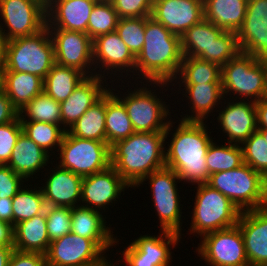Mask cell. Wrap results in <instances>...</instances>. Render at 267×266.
<instances>
[{"instance_id":"cell-29","label":"cell","mask_w":267,"mask_h":266,"mask_svg":"<svg viewBox=\"0 0 267 266\" xmlns=\"http://www.w3.org/2000/svg\"><path fill=\"white\" fill-rule=\"evenodd\" d=\"M248 0H203L204 18L225 31L238 32Z\"/></svg>"},{"instance_id":"cell-19","label":"cell","mask_w":267,"mask_h":266,"mask_svg":"<svg viewBox=\"0 0 267 266\" xmlns=\"http://www.w3.org/2000/svg\"><path fill=\"white\" fill-rule=\"evenodd\" d=\"M237 225L249 266H267V209L241 211Z\"/></svg>"},{"instance_id":"cell-7","label":"cell","mask_w":267,"mask_h":266,"mask_svg":"<svg viewBox=\"0 0 267 266\" xmlns=\"http://www.w3.org/2000/svg\"><path fill=\"white\" fill-rule=\"evenodd\" d=\"M207 184L229 198L240 211L263 208L262 175L248 164L213 173Z\"/></svg>"},{"instance_id":"cell-20","label":"cell","mask_w":267,"mask_h":266,"mask_svg":"<svg viewBox=\"0 0 267 266\" xmlns=\"http://www.w3.org/2000/svg\"><path fill=\"white\" fill-rule=\"evenodd\" d=\"M236 99L227 102L226 107L219 111L217 120L222 131L227 133L228 143L240 145L258 129L257 110L256 102Z\"/></svg>"},{"instance_id":"cell-53","label":"cell","mask_w":267,"mask_h":266,"mask_svg":"<svg viewBox=\"0 0 267 266\" xmlns=\"http://www.w3.org/2000/svg\"><path fill=\"white\" fill-rule=\"evenodd\" d=\"M13 245V226L0 221V246Z\"/></svg>"},{"instance_id":"cell-55","label":"cell","mask_w":267,"mask_h":266,"mask_svg":"<svg viewBox=\"0 0 267 266\" xmlns=\"http://www.w3.org/2000/svg\"><path fill=\"white\" fill-rule=\"evenodd\" d=\"M7 41L8 40L6 39L4 32L0 27V65H3L5 60Z\"/></svg>"},{"instance_id":"cell-33","label":"cell","mask_w":267,"mask_h":266,"mask_svg":"<svg viewBox=\"0 0 267 266\" xmlns=\"http://www.w3.org/2000/svg\"><path fill=\"white\" fill-rule=\"evenodd\" d=\"M237 40L240 52L267 60V18L245 17Z\"/></svg>"},{"instance_id":"cell-9","label":"cell","mask_w":267,"mask_h":266,"mask_svg":"<svg viewBox=\"0 0 267 266\" xmlns=\"http://www.w3.org/2000/svg\"><path fill=\"white\" fill-rule=\"evenodd\" d=\"M142 83L144 87L135 88L122 97L117 93L115 96L124 104L135 132H165L169 123L167 115L171 112L165 101H161L153 89L147 88L148 83L146 86Z\"/></svg>"},{"instance_id":"cell-4","label":"cell","mask_w":267,"mask_h":266,"mask_svg":"<svg viewBox=\"0 0 267 266\" xmlns=\"http://www.w3.org/2000/svg\"><path fill=\"white\" fill-rule=\"evenodd\" d=\"M55 64L54 45L47 27L35 35L7 41L3 71L31 73L45 79Z\"/></svg>"},{"instance_id":"cell-58","label":"cell","mask_w":267,"mask_h":266,"mask_svg":"<svg viewBox=\"0 0 267 266\" xmlns=\"http://www.w3.org/2000/svg\"><path fill=\"white\" fill-rule=\"evenodd\" d=\"M257 131L263 136L267 143V128H258Z\"/></svg>"},{"instance_id":"cell-14","label":"cell","mask_w":267,"mask_h":266,"mask_svg":"<svg viewBox=\"0 0 267 266\" xmlns=\"http://www.w3.org/2000/svg\"><path fill=\"white\" fill-rule=\"evenodd\" d=\"M45 257L47 266H93L106 258L91 239L73 233L50 242Z\"/></svg>"},{"instance_id":"cell-3","label":"cell","mask_w":267,"mask_h":266,"mask_svg":"<svg viewBox=\"0 0 267 266\" xmlns=\"http://www.w3.org/2000/svg\"><path fill=\"white\" fill-rule=\"evenodd\" d=\"M179 121L170 145L165 149V165L177 173L179 183L183 180L192 185L207 183L206 153L214 140L206 130V121Z\"/></svg>"},{"instance_id":"cell-12","label":"cell","mask_w":267,"mask_h":266,"mask_svg":"<svg viewBox=\"0 0 267 266\" xmlns=\"http://www.w3.org/2000/svg\"><path fill=\"white\" fill-rule=\"evenodd\" d=\"M0 16L5 23L4 26L0 23V27L8 41L32 36L46 27V3L43 0H0Z\"/></svg>"},{"instance_id":"cell-49","label":"cell","mask_w":267,"mask_h":266,"mask_svg":"<svg viewBox=\"0 0 267 266\" xmlns=\"http://www.w3.org/2000/svg\"><path fill=\"white\" fill-rule=\"evenodd\" d=\"M19 116V111L12 105L11 100L2 90L0 92V124L14 121Z\"/></svg>"},{"instance_id":"cell-34","label":"cell","mask_w":267,"mask_h":266,"mask_svg":"<svg viewBox=\"0 0 267 266\" xmlns=\"http://www.w3.org/2000/svg\"><path fill=\"white\" fill-rule=\"evenodd\" d=\"M87 76L81 71L55 64L44 79L43 91L55 101H65Z\"/></svg>"},{"instance_id":"cell-35","label":"cell","mask_w":267,"mask_h":266,"mask_svg":"<svg viewBox=\"0 0 267 266\" xmlns=\"http://www.w3.org/2000/svg\"><path fill=\"white\" fill-rule=\"evenodd\" d=\"M178 75L182 84L221 83V67L198 57H183Z\"/></svg>"},{"instance_id":"cell-60","label":"cell","mask_w":267,"mask_h":266,"mask_svg":"<svg viewBox=\"0 0 267 266\" xmlns=\"http://www.w3.org/2000/svg\"><path fill=\"white\" fill-rule=\"evenodd\" d=\"M265 99H267V84H266V93H265Z\"/></svg>"},{"instance_id":"cell-57","label":"cell","mask_w":267,"mask_h":266,"mask_svg":"<svg viewBox=\"0 0 267 266\" xmlns=\"http://www.w3.org/2000/svg\"><path fill=\"white\" fill-rule=\"evenodd\" d=\"M107 260L106 258L103 259L100 263L93 265V266H116L113 263L110 264L111 261Z\"/></svg>"},{"instance_id":"cell-1","label":"cell","mask_w":267,"mask_h":266,"mask_svg":"<svg viewBox=\"0 0 267 266\" xmlns=\"http://www.w3.org/2000/svg\"><path fill=\"white\" fill-rule=\"evenodd\" d=\"M173 128L169 120L165 132H134L110 147L111 165L132 188L152 172L165 167V145Z\"/></svg>"},{"instance_id":"cell-23","label":"cell","mask_w":267,"mask_h":266,"mask_svg":"<svg viewBox=\"0 0 267 266\" xmlns=\"http://www.w3.org/2000/svg\"><path fill=\"white\" fill-rule=\"evenodd\" d=\"M41 190L46 206L77 207L81 204L82 180L78 174L57 165ZM49 178V179H48Z\"/></svg>"},{"instance_id":"cell-48","label":"cell","mask_w":267,"mask_h":266,"mask_svg":"<svg viewBox=\"0 0 267 266\" xmlns=\"http://www.w3.org/2000/svg\"><path fill=\"white\" fill-rule=\"evenodd\" d=\"M8 266H47L44 254L37 252H23L14 249Z\"/></svg>"},{"instance_id":"cell-25","label":"cell","mask_w":267,"mask_h":266,"mask_svg":"<svg viewBox=\"0 0 267 266\" xmlns=\"http://www.w3.org/2000/svg\"><path fill=\"white\" fill-rule=\"evenodd\" d=\"M50 156L52 155H49L22 132L16 141L7 166L28 181L30 176L33 179L32 176L47 165Z\"/></svg>"},{"instance_id":"cell-39","label":"cell","mask_w":267,"mask_h":266,"mask_svg":"<svg viewBox=\"0 0 267 266\" xmlns=\"http://www.w3.org/2000/svg\"><path fill=\"white\" fill-rule=\"evenodd\" d=\"M23 133L33 140L38 146L43 148L47 153L61 145L62 138L65 134L63 127L53 123L39 121H21Z\"/></svg>"},{"instance_id":"cell-31","label":"cell","mask_w":267,"mask_h":266,"mask_svg":"<svg viewBox=\"0 0 267 266\" xmlns=\"http://www.w3.org/2000/svg\"><path fill=\"white\" fill-rule=\"evenodd\" d=\"M114 93L110 88L106 92V142L110 147L135 132L124 104Z\"/></svg>"},{"instance_id":"cell-8","label":"cell","mask_w":267,"mask_h":266,"mask_svg":"<svg viewBox=\"0 0 267 266\" xmlns=\"http://www.w3.org/2000/svg\"><path fill=\"white\" fill-rule=\"evenodd\" d=\"M59 150V166L82 178L111 166V152L107 142L79 138L65 131Z\"/></svg>"},{"instance_id":"cell-46","label":"cell","mask_w":267,"mask_h":266,"mask_svg":"<svg viewBox=\"0 0 267 266\" xmlns=\"http://www.w3.org/2000/svg\"><path fill=\"white\" fill-rule=\"evenodd\" d=\"M119 18L149 17L153 0H110Z\"/></svg>"},{"instance_id":"cell-13","label":"cell","mask_w":267,"mask_h":266,"mask_svg":"<svg viewBox=\"0 0 267 266\" xmlns=\"http://www.w3.org/2000/svg\"><path fill=\"white\" fill-rule=\"evenodd\" d=\"M48 31L54 45L56 64L75 68L86 76L96 74L92 67L94 66L93 40L88 34L65 29H48Z\"/></svg>"},{"instance_id":"cell-15","label":"cell","mask_w":267,"mask_h":266,"mask_svg":"<svg viewBox=\"0 0 267 266\" xmlns=\"http://www.w3.org/2000/svg\"><path fill=\"white\" fill-rule=\"evenodd\" d=\"M161 234L157 235H141L135 239L122 251L124 263L127 266H170L171 245H175L180 241L182 235L161 230Z\"/></svg>"},{"instance_id":"cell-45","label":"cell","mask_w":267,"mask_h":266,"mask_svg":"<svg viewBox=\"0 0 267 266\" xmlns=\"http://www.w3.org/2000/svg\"><path fill=\"white\" fill-rule=\"evenodd\" d=\"M23 132L19 116L9 123L0 124V162L9 163L11 153L20 134Z\"/></svg>"},{"instance_id":"cell-43","label":"cell","mask_w":267,"mask_h":266,"mask_svg":"<svg viewBox=\"0 0 267 266\" xmlns=\"http://www.w3.org/2000/svg\"><path fill=\"white\" fill-rule=\"evenodd\" d=\"M46 228L50 241L71 233V208L46 206Z\"/></svg>"},{"instance_id":"cell-17","label":"cell","mask_w":267,"mask_h":266,"mask_svg":"<svg viewBox=\"0 0 267 266\" xmlns=\"http://www.w3.org/2000/svg\"><path fill=\"white\" fill-rule=\"evenodd\" d=\"M151 16L181 36L204 18L203 0H153Z\"/></svg>"},{"instance_id":"cell-51","label":"cell","mask_w":267,"mask_h":266,"mask_svg":"<svg viewBox=\"0 0 267 266\" xmlns=\"http://www.w3.org/2000/svg\"><path fill=\"white\" fill-rule=\"evenodd\" d=\"M0 221L13 226L12 198H0Z\"/></svg>"},{"instance_id":"cell-5","label":"cell","mask_w":267,"mask_h":266,"mask_svg":"<svg viewBox=\"0 0 267 266\" xmlns=\"http://www.w3.org/2000/svg\"><path fill=\"white\" fill-rule=\"evenodd\" d=\"M267 60L239 52L221 67L223 96L239 95L242 100L257 102L265 97ZM226 95V97H225ZM245 97V98H244Z\"/></svg>"},{"instance_id":"cell-32","label":"cell","mask_w":267,"mask_h":266,"mask_svg":"<svg viewBox=\"0 0 267 266\" xmlns=\"http://www.w3.org/2000/svg\"><path fill=\"white\" fill-rule=\"evenodd\" d=\"M106 93L67 130L73 136L106 142Z\"/></svg>"},{"instance_id":"cell-10","label":"cell","mask_w":267,"mask_h":266,"mask_svg":"<svg viewBox=\"0 0 267 266\" xmlns=\"http://www.w3.org/2000/svg\"><path fill=\"white\" fill-rule=\"evenodd\" d=\"M149 179L154 207L160 220L161 230L181 233V204L177 182L180 180L177 173L168 167L160 168L145 177L136 187ZM177 180V181H176Z\"/></svg>"},{"instance_id":"cell-54","label":"cell","mask_w":267,"mask_h":266,"mask_svg":"<svg viewBox=\"0 0 267 266\" xmlns=\"http://www.w3.org/2000/svg\"><path fill=\"white\" fill-rule=\"evenodd\" d=\"M13 251V245L0 246V266H8V262Z\"/></svg>"},{"instance_id":"cell-56","label":"cell","mask_w":267,"mask_h":266,"mask_svg":"<svg viewBox=\"0 0 267 266\" xmlns=\"http://www.w3.org/2000/svg\"><path fill=\"white\" fill-rule=\"evenodd\" d=\"M263 208L267 209V172L262 175Z\"/></svg>"},{"instance_id":"cell-26","label":"cell","mask_w":267,"mask_h":266,"mask_svg":"<svg viewBox=\"0 0 267 266\" xmlns=\"http://www.w3.org/2000/svg\"><path fill=\"white\" fill-rule=\"evenodd\" d=\"M179 88L183 85L185 88V93L182 94L188 99V104L191 113L193 115H186L181 120L183 121H197L204 122L208 117V114L213 113L215 106L220 104V100H225L223 96V90L221 83H202V84H181L179 83ZM207 115V116H206Z\"/></svg>"},{"instance_id":"cell-36","label":"cell","mask_w":267,"mask_h":266,"mask_svg":"<svg viewBox=\"0 0 267 266\" xmlns=\"http://www.w3.org/2000/svg\"><path fill=\"white\" fill-rule=\"evenodd\" d=\"M19 118L21 121L47 122L62 127L60 103L44 91L19 110Z\"/></svg>"},{"instance_id":"cell-50","label":"cell","mask_w":267,"mask_h":266,"mask_svg":"<svg viewBox=\"0 0 267 266\" xmlns=\"http://www.w3.org/2000/svg\"><path fill=\"white\" fill-rule=\"evenodd\" d=\"M245 17L267 18V0H248Z\"/></svg>"},{"instance_id":"cell-28","label":"cell","mask_w":267,"mask_h":266,"mask_svg":"<svg viewBox=\"0 0 267 266\" xmlns=\"http://www.w3.org/2000/svg\"><path fill=\"white\" fill-rule=\"evenodd\" d=\"M223 31L203 18L180 36L183 57H198L211 62V46Z\"/></svg>"},{"instance_id":"cell-38","label":"cell","mask_w":267,"mask_h":266,"mask_svg":"<svg viewBox=\"0 0 267 266\" xmlns=\"http://www.w3.org/2000/svg\"><path fill=\"white\" fill-rule=\"evenodd\" d=\"M22 187L12 198L13 226L45 211L46 203L41 188Z\"/></svg>"},{"instance_id":"cell-2","label":"cell","mask_w":267,"mask_h":266,"mask_svg":"<svg viewBox=\"0 0 267 266\" xmlns=\"http://www.w3.org/2000/svg\"><path fill=\"white\" fill-rule=\"evenodd\" d=\"M182 59L180 36L152 16L146 17L145 42L135 61L138 74L133 75L141 76L150 85L166 87L178 76Z\"/></svg>"},{"instance_id":"cell-47","label":"cell","mask_w":267,"mask_h":266,"mask_svg":"<svg viewBox=\"0 0 267 266\" xmlns=\"http://www.w3.org/2000/svg\"><path fill=\"white\" fill-rule=\"evenodd\" d=\"M24 180L23 177L15 173L9 166L4 165L0 169V198H13L23 187Z\"/></svg>"},{"instance_id":"cell-37","label":"cell","mask_w":267,"mask_h":266,"mask_svg":"<svg viewBox=\"0 0 267 266\" xmlns=\"http://www.w3.org/2000/svg\"><path fill=\"white\" fill-rule=\"evenodd\" d=\"M225 143L219 146L212 142L207 150L206 164L209 176L213 173L236 169L244 164L241 146Z\"/></svg>"},{"instance_id":"cell-42","label":"cell","mask_w":267,"mask_h":266,"mask_svg":"<svg viewBox=\"0 0 267 266\" xmlns=\"http://www.w3.org/2000/svg\"><path fill=\"white\" fill-rule=\"evenodd\" d=\"M241 148L245 164L261 175L267 172V143L258 131L244 141Z\"/></svg>"},{"instance_id":"cell-41","label":"cell","mask_w":267,"mask_h":266,"mask_svg":"<svg viewBox=\"0 0 267 266\" xmlns=\"http://www.w3.org/2000/svg\"><path fill=\"white\" fill-rule=\"evenodd\" d=\"M145 25L146 17L119 18L117 23L116 32L135 57L145 42Z\"/></svg>"},{"instance_id":"cell-61","label":"cell","mask_w":267,"mask_h":266,"mask_svg":"<svg viewBox=\"0 0 267 266\" xmlns=\"http://www.w3.org/2000/svg\"><path fill=\"white\" fill-rule=\"evenodd\" d=\"M4 165L0 162V169L3 167Z\"/></svg>"},{"instance_id":"cell-30","label":"cell","mask_w":267,"mask_h":266,"mask_svg":"<svg viewBox=\"0 0 267 266\" xmlns=\"http://www.w3.org/2000/svg\"><path fill=\"white\" fill-rule=\"evenodd\" d=\"M44 79L31 73L3 71L2 90L19 111L43 92Z\"/></svg>"},{"instance_id":"cell-27","label":"cell","mask_w":267,"mask_h":266,"mask_svg":"<svg viewBox=\"0 0 267 266\" xmlns=\"http://www.w3.org/2000/svg\"><path fill=\"white\" fill-rule=\"evenodd\" d=\"M50 242L45 211L13 226V247L16 250L45 255Z\"/></svg>"},{"instance_id":"cell-21","label":"cell","mask_w":267,"mask_h":266,"mask_svg":"<svg viewBox=\"0 0 267 266\" xmlns=\"http://www.w3.org/2000/svg\"><path fill=\"white\" fill-rule=\"evenodd\" d=\"M98 0H47L46 27L87 34L92 8Z\"/></svg>"},{"instance_id":"cell-44","label":"cell","mask_w":267,"mask_h":266,"mask_svg":"<svg viewBox=\"0 0 267 266\" xmlns=\"http://www.w3.org/2000/svg\"><path fill=\"white\" fill-rule=\"evenodd\" d=\"M239 52L237 33L224 30L211 46V62L222 67Z\"/></svg>"},{"instance_id":"cell-22","label":"cell","mask_w":267,"mask_h":266,"mask_svg":"<svg viewBox=\"0 0 267 266\" xmlns=\"http://www.w3.org/2000/svg\"><path fill=\"white\" fill-rule=\"evenodd\" d=\"M103 80L107 84L104 77L98 75L87 76L75 88L73 93L60 103L61 119L65 131L108 91L109 87Z\"/></svg>"},{"instance_id":"cell-52","label":"cell","mask_w":267,"mask_h":266,"mask_svg":"<svg viewBox=\"0 0 267 266\" xmlns=\"http://www.w3.org/2000/svg\"><path fill=\"white\" fill-rule=\"evenodd\" d=\"M257 127L267 128V99L263 98L256 102Z\"/></svg>"},{"instance_id":"cell-11","label":"cell","mask_w":267,"mask_h":266,"mask_svg":"<svg viewBox=\"0 0 267 266\" xmlns=\"http://www.w3.org/2000/svg\"><path fill=\"white\" fill-rule=\"evenodd\" d=\"M201 239L197 251L207 265L249 266L238 225L206 233Z\"/></svg>"},{"instance_id":"cell-59","label":"cell","mask_w":267,"mask_h":266,"mask_svg":"<svg viewBox=\"0 0 267 266\" xmlns=\"http://www.w3.org/2000/svg\"><path fill=\"white\" fill-rule=\"evenodd\" d=\"M3 87V66L0 65V92L2 91Z\"/></svg>"},{"instance_id":"cell-16","label":"cell","mask_w":267,"mask_h":266,"mask_svg":"<svg viewBox=\"0 0 267 266\" xmlns=\"http://www.w3.org/2000/svg\"><path fill=\"white\" fill-rule=\"evenodd\" d=\"M135 61L136 57L131 53L116 31L99 35L93 40V64L95 72L99 67L98 74L96 72L95 75L106 78L105 72L107 76L109 73L112 77V74L113 76L115 74L117 76V72L119 71L121 73L126 72L127 77L128 72L135 73ZM130 69L133 70L131 71ZM113 70H115L114 73ZM102 72L104 73L103 75L101 74Z\"/></svg>"},{"instance_id":"cell-24","label":"cell","mask_w":267,"mask_h":266,"mask_svg":"<svg viewBox=\"0 0 267 266\" xmlns=\"http://www.w3.org/2000/svg\"><path fill=\"white\" fill-rule=\"evenodd\" d=\"M102 213L82 206L71 208V233L91 239L105 254L119 241L113 237L111 228L106 226Z\"/></svg>"},{"instance_id":"cell-18","label":"cell","mask_w":267,"mask_h":266,"mask_svg":"<svg viewBox=\"0 0 267 266\" xmlns=\"http://www.w3.org/2000/svg\"><path fill=\"white\" fill-rule=\"evenodd\" d=\"M130 186L111 165L103 171L83 177L80 206L105 211L106 205L115 203L121 192ZM114 201V202H113ZM85 203V205H84ZM94 207V208H93Z\"/></svg>"},{"instance_id":"cell-6","label":"cell","mask_w":267,"mask_h":266,"mask_svg":"<svg viewBox=\"0 0 267 266\" xmlns=\"http://www.w3.org/2000/svg\"><path fill=\"white\" fill-rule=\"evenodd\" d=\"M190 233L201 237L238 224L241 211L233 202L207 183L198 184Z\"/></svg>"},{"instance_id":"cell-40","label":"cell","mask_w":267,"mask_h":266,"mask_svg":"<svg viewBox=\"0 0 267 266\" xmlns=\"http://www.w3.org/2000/svg\"><path fill=\"white\" fill-rule=\"evenodd\" d=\"M119 17L110 0H98L92 8L87 34L94 40L97 36L116 31Z\"/></svg>"}]
</instances>
